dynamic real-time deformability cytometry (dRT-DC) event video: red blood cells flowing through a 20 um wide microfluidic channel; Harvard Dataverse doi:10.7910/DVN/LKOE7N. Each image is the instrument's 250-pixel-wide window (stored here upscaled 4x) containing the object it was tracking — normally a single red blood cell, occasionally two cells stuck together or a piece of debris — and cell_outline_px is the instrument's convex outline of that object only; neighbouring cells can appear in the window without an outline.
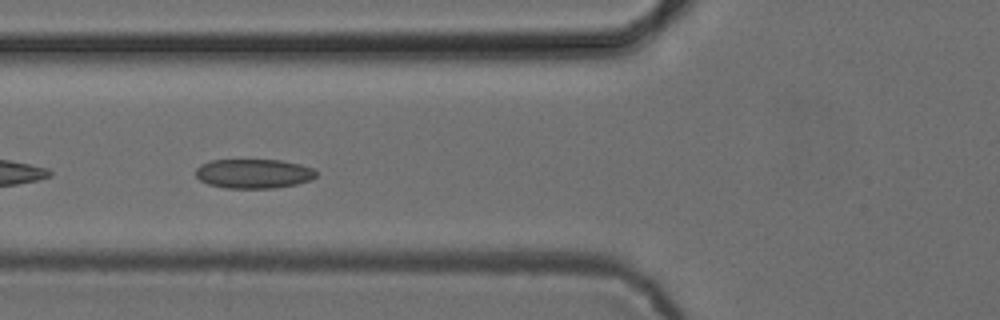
{"species": "common noctule bat (a hibernating species)", "species_latin": "Nyctalus noctula", "temperature_condition": "cold", "stored_images_in_passage": 32, "camera_frame_rate_fps": 3000, "um_per_image_px": 0.085, "animal": {"sex": "female", "body_mass_g": 24.6, "forearm_length_mm": 56.2}, "frame": {"image": 1, "passage_image": 4, "time_ms": 1.0, "image_size_px": [1000, 320], "cell_outline_px": [[316, 176], [312, 180], [296, 184], [276, 188], [224, 188], [208, 184], [200, 180], [196, 176], [196, 168], [200, 164], [212, 160], [280, 160], [300, 164], [312, 168], [316, 172]], "centroid_in_image_um": [21.55, 14.76], "position_along_channel_um": 104.2, "area_um2": 20.69}}
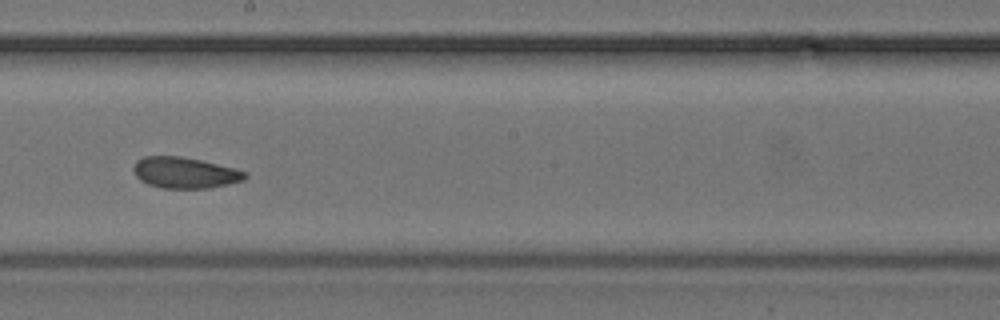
{"frame": {"image": 2, "passage_image": 14, "time_ms": 4.333, "image_size_px": [1000, 320], "cell_outline_px": [[248, 176], [244, 180], [228, 184], [208, 188], [160, 188], [148, 184], [140, 180], [136, 176], [132, 168], [136, 160], [144, 156], [180, 156], [200, 160], [236, 168], [248, 172]], "centroid_in_image_um": [15.72, 14.68], "position_along_channel_um": 232.5, "area_um2": 20.35}}
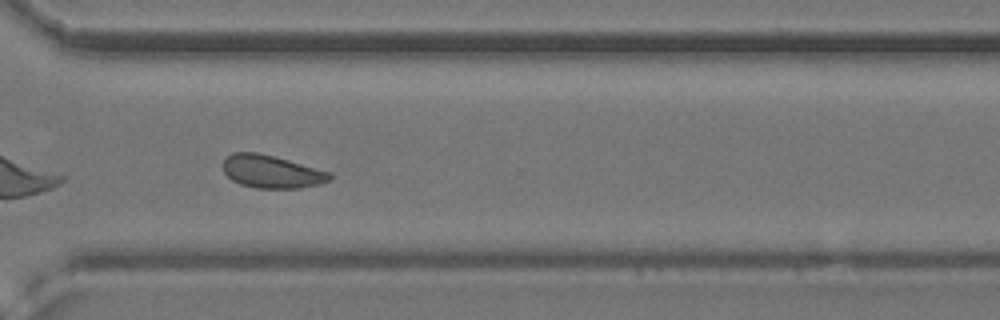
{"frame": {"image": 3, "passage_image": 23, "time_ms": 7.333, "image_size_px": [1000, 320], "cell_outline_px": [[332, 180], [320, 184], [300, 188], [256, 188], [240, 184], [232, 180], [224, 172], [224, 160], [232, 152], [256, 152], [288, 160], [332, 172]], "centroid_in_image_um": [23.12, 14.6], "position_along_channel_um": 347.5, "area_um2": 20.4}, "authors_computed_cell_mechanics": {"area_um2": 20.4901, "velocity_mm_per_s": 3.8329, "shape_relaxation_time_tau1_ms": 4.2167, "shape_relaxation_time_tau2_ms": 2.2709, "deformation_change_tau1": 0.0783, "deformation_change_tau2": 0.0814}}